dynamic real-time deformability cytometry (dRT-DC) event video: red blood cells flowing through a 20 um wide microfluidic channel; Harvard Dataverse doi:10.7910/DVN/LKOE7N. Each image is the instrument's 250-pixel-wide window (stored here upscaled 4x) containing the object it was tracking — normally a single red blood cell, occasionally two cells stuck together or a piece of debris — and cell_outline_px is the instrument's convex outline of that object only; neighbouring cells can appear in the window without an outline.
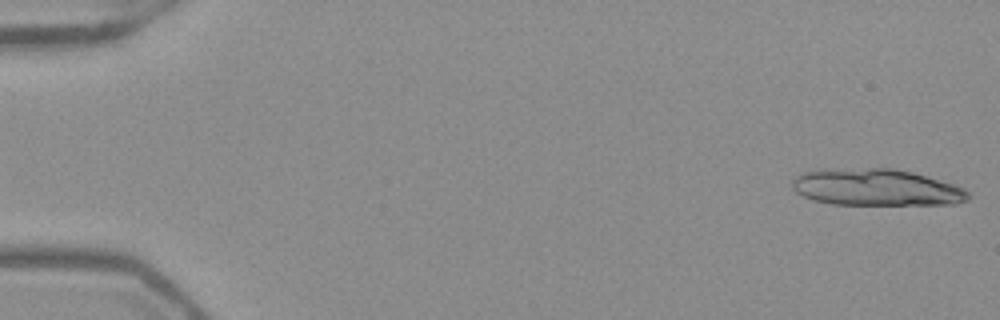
{"species": "Egyptian fruit bat (a non-hibernating species)", "species_latin": "Rousettus aegyptiacus", "temperature_condition": "warm", "stored_images_in_passage": 16, "camera_frame_rate_fps": 3000, "um_per_image_px": 0.085, "frame": {"image": 1, "passage_image": 1, "time_ms": 0.0, "image_size_px": [1000, 320], "cell_outline_px": [[968, 200], [956, 204], [832, 204], [812, 200], [796, 192], [792, 188], [792, 180], [796, 176], [804, 172], [820, 168], [892, 168], [912, 172], [940, 180], [964, 188], [968, 192]], "centroid_in_image_um": [74.43, 15.91], "position_along_channel_um": 10.6, "area_um2": 37.8}}